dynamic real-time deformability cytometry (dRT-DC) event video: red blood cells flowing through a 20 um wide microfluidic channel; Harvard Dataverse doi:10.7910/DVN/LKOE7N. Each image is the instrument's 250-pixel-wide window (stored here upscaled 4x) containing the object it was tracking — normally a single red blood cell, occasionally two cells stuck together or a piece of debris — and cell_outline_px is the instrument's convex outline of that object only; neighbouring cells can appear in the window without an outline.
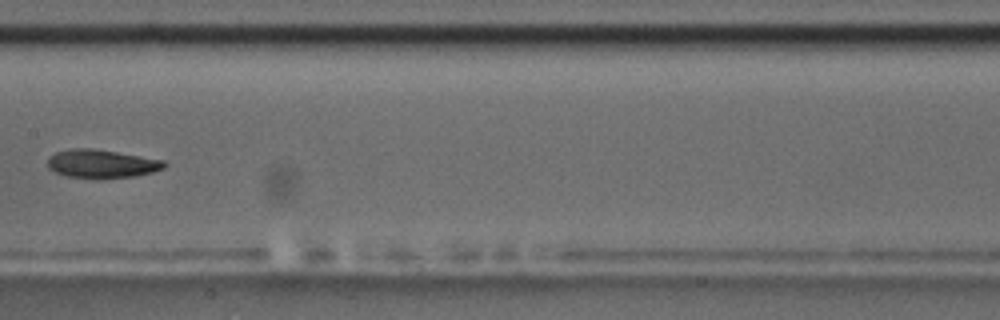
{"species": "common noctule bat (a hibernating species)", "species_latin": "Nyctalus noctula", "temperature_condition": "room temperature", "stored_images_in_passage": 9, "camera_frame_rate_fps": 3000, "um_per_image_px": 0.085, "animal": {"sex": "male", "body_mass_g": 17.5, "forearm_length_mm": 52.3}, "frame": {"image": 1, "passage_image": 4, "time_ms": 3.667, "image_size_px": [1000, 320], "cell_outline_px": [[168, 164], [164, 168], [152, 172], [136, 176], [64, 176], [48, 168], [48, 156], [56, 152], [72, 148], [92, 148], [164, 160]], "centroid_in_image_um": [8.63, 13.88], "position_along_channel_um": 198.8, "area_um2": 18.67}}